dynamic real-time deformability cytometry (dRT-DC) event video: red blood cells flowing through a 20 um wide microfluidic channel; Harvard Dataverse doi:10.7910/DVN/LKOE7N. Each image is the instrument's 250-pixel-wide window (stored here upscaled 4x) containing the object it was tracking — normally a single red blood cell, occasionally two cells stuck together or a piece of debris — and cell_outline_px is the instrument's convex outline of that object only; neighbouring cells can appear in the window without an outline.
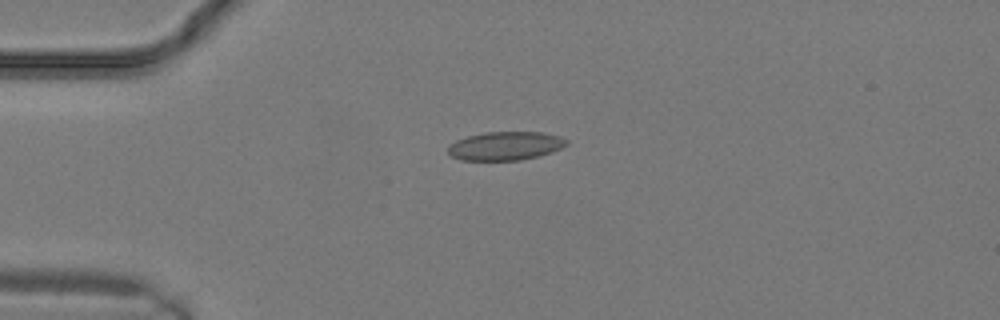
{"species": "common noctule bat (a hibernating species)", "species_latin": "Nyctalus noctula", "temperature_condition": "warm", "stored_images_in_passage": 4, "camera_frame_rate_fps": 3000, "um_per_image_px": 0.085, "animal": {"sex": "male", "body_mass_g": 19.2, "forearm_length_mm": 51.8}, "frame": {"image": 1, "passage_image": 1, "time_ms": 0.0, "image_size_px": [1000, 320], "cell_outline_px": [[568, 144], [552, 152], [520, 160], [460, 160], [452, 156], [448, 152], [448, 144], [456, 140], [468, 136], [484, 132], [544, 132], [560, 136], [568, 140]], "centroid_in_image_um": [42.95, 12.39], "position_along_channel_um": 42.0, "area_um2": 19.77}}
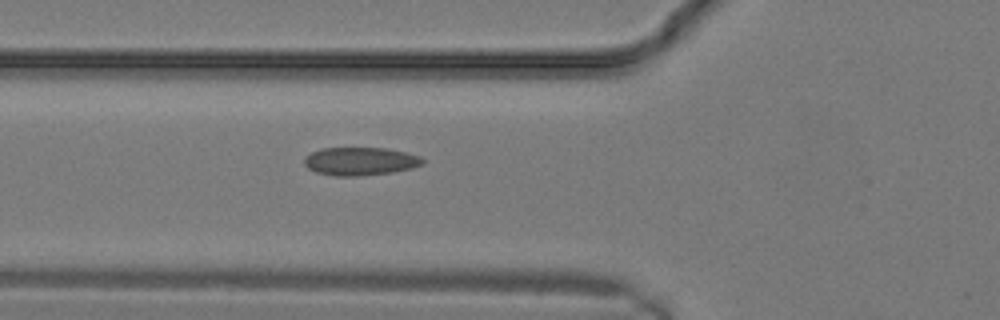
{"frame": {"image": 2, "passage_image": 4, "time_ms": 1.0, "image_size_px": [1000, 320], "cell_outline_px": [[424, 164], [412, 168], [392, 172], [360, 176], [336, 176], [316, 172], [308, 168], [304, 164], [304, 156], [312, 152], [324, 148], [384, 148], [404, 152], [420, 156], [424, 160]], "centroid_in_image_um": [30.61, 13.71], "position_along_channel_um": 95.2, "area_um2": 19.36}}